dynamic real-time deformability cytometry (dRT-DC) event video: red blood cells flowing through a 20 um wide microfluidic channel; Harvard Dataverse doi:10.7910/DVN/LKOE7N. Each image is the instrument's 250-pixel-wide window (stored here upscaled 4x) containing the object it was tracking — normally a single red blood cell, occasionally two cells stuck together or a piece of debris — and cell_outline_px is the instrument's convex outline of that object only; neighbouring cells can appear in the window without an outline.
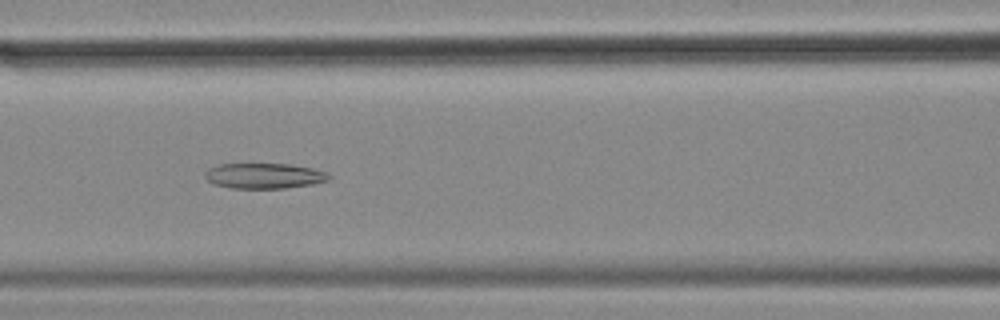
{"species": "common noctule bat (a hibernating species)", "species_latin": "Nyctalus noctula", "temperature_condition": "cold", "stored_images_in_passage": 56, "camera_frame_rate_fps": 3000, "um_per_image_px": 0.085, "animal": {"sex": "female", "body_mass_g": 18.4}, "frame": {"image": 1, "passage_image": 24, "time_ms": 7.667, "image_size_px": [1000, 320], "cell_outline_px": [[332, 176], [328, 180], [312, 184], [284, 188], [232, 188], [216, 184], [208, 180], [204, 176], [204, 172], [208, 168], [216, 164], [292, 164], [312, 168], [324, 172]], "centroid_in_image_um": [22.43, 14.93], "position_along_channel_um": 144.2, "area_um2": 18.26}}
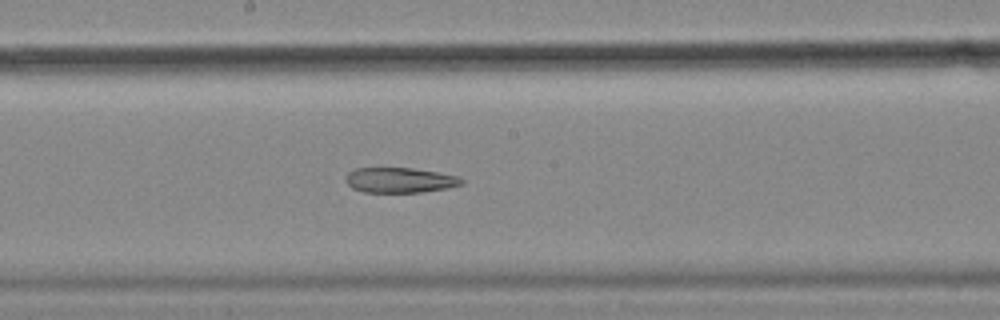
{"frame": {"image": 2, "passage_image": 30, "time_ms": 9.667, "image_size_px": [1000, 320], "cell_outline_px": [[464, 184], [448, 188], [420, 192], [364, 192], [352, 188], [344, 180], [344, 176], [348, 172], [356, 168], [412, 168], [436, 172], [456, 176], [464, 180]], "centroid_in_image_um": [33.95, 15.31], "position_along_channel_um": 214.3, "area_um2": 16.99}}
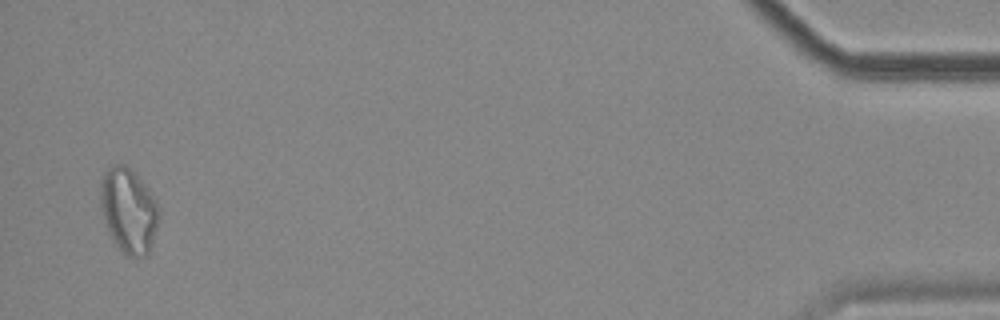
{"frame": {"image": 3, "passage_image": 55, "time_ms": 18.0, "image_size_px": [1000, 320], "cell_outline_px": [[160, 216], [148, 256], [128, 256], [116, 244], [104, 220], [100, 208], [100, 180], [104, 172], [112, 164], [124, 164], [148, 188], [160, 208]], "centroid_in_image_um": [10.93, 17.88], "position_along_channel_um": 424.3, "area_um2": 28.73}}